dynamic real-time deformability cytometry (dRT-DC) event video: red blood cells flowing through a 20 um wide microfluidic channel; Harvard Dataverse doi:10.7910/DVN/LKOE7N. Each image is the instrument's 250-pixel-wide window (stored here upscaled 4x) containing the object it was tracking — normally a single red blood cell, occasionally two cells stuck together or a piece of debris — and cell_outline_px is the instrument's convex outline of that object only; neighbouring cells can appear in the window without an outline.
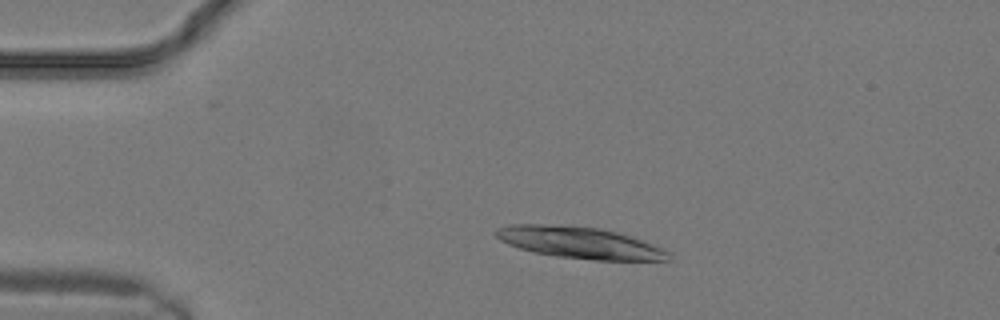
{"species": "common noctule bat (a hibernating species)", "species_latin": "Nyctalus noctula", "temperature_condition": "warm", "stored_images_in_passage": 3, "camera_frame_rate_fps": 3000, "um_per_image_px": 0.085, "animal": {"sex": "male", "body_mass_g": 19.2, "forearm_length_mm": 51.8}, "frame": {"image": 1, "passage_image": 1, "time_ms": 0.0, "image_size_px": [1000, 320], "cell_outline_px": [[668, 260], [596, 260], [556, 256], [532, 252], [508, 244], [500, 240], [492, 232], [496, 228], [508, 224], [540, 224], [600, 228], [616, 232], [644, 240], [668, 252]], "centroid_in_image_um": [49.19, 20.62], "position_along_channel_um": 35.8, "area_um2": 31.5}}